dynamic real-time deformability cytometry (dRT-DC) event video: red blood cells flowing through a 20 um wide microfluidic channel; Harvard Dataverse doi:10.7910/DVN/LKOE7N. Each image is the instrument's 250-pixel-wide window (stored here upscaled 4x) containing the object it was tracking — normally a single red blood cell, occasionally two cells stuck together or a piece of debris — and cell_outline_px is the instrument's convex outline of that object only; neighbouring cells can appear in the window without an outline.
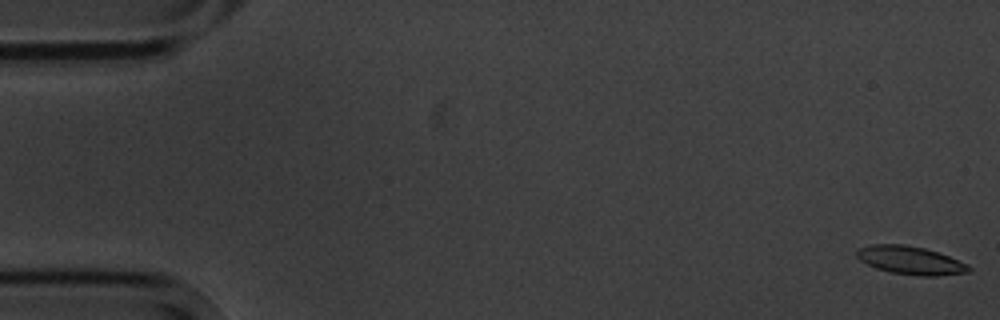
{"species": "common noctule bat (a hibernating species)", "species_latin": "Nyctalus noctula", "temperature_condition": "cold", "stored_images_in_passage": 7, "camera_frame_rate_fps": 3000, "um_per_image_px": 0.085, "animal": {"sex": "male", "body_mass_g": 20.1, "forearm_length_mm": 53.5}, "frame": {"image": 1, "passage_image": 1, "time_ms": 0.0, "image_size_px": [1000, 320], "cell_outline_px": [[972, 268], [968, 272], [936, 276], [920, 276], [892, 272], [876, 268], [860, 260], [856, 256], [856, 248], [868, 244], [904, 244], [924, 248], [948, 256], [968, 264]], "centroid_in_image_um": [77.35, 22.11], "position_along_channel_um": 7.6, "area_um2": 18.38}}
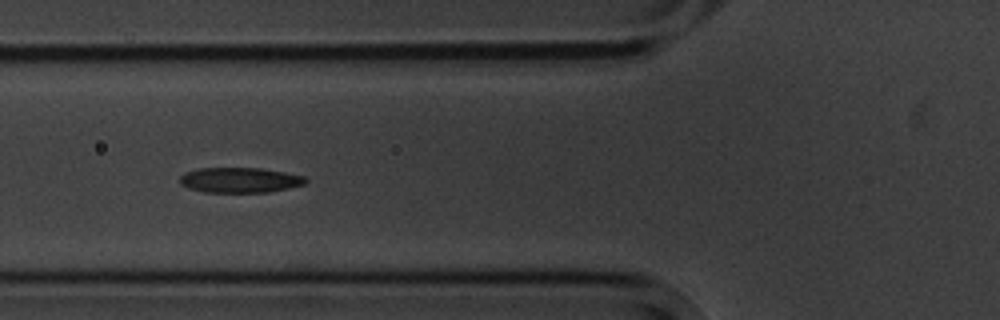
{"frame": {"image": 2, "passage_image": 6, "time_ms": 6.667, "image_size_px": [1000, 320], "cell_outline_px": [[308, 180], [304, 184], [288, 188], [268, 192], [204, 192], [188, 188], [180, 184], [180, 176], [184, 172], [200, 168], [260, 168], [284, 172], [304, 176]], "centroid_in_image_um": [20.36, 15.3], "position_along_channel_um": 105.4, "area_um2": 18.44}}
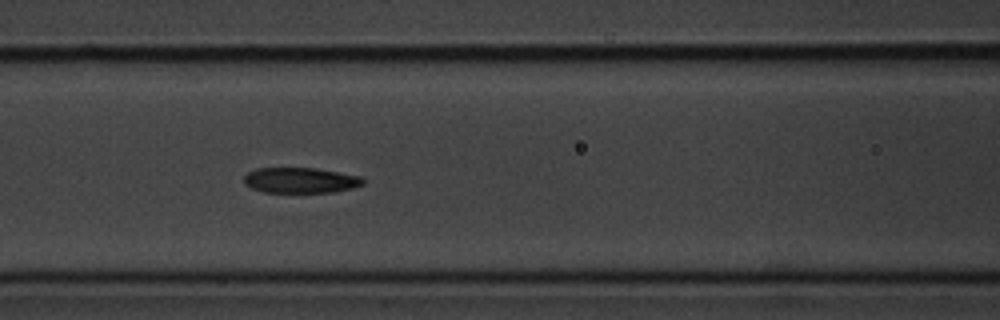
{"frame": {"image": 3, "passage_image": 7, "time_ms": 7.667, "image_size_px": [1000, 320], "cell_outline_px": [[364, 184], [352, 188], [332, 192], [264, 192], [252, 188], [244, 184], [244, 176], [248, 172], [256, 168], [316, 168], [360, 176], [364, 180]], "centroid_in_image_um": [25.52, 15.32], "position_along_channel_um": 141.1, "area_um2": 17.63}}